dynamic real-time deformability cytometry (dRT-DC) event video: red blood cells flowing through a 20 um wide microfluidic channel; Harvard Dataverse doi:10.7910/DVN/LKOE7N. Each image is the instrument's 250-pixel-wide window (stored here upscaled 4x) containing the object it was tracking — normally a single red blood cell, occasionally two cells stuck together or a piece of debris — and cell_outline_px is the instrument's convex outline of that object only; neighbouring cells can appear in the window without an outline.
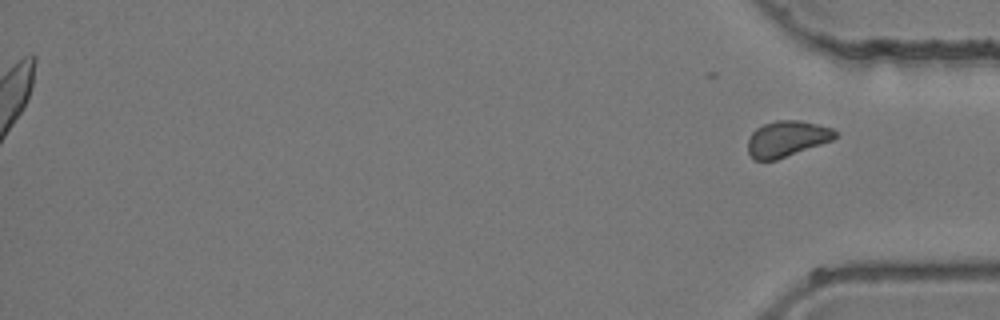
{"species": "common noctule bat (a hibernating species)", "species_latin": "Nyctalus noctula", "temperature_condition": "room temperature", "stored_images_in_passage": 36, "segment_of_instrument_passage": [2, 2], "camera_frame_rate_fps": 3000, "um_per_image_px": 0.085, "animal": {"sex": "female", "body_mass_g": 24.6, "forearm_length_mm": 56.2}, "frame": {"image": 1, "passage_image": 36, "time_ms": 11.667, "image_size_px": [1000, 320], "cell_outline_px": [[836, 136], [832, 140], [776, 160], [752, 160], [748, 152], [748, 140], [752, 132], [756, 128], [764, 124], [776, 120], [800, 120], [832, 128], [836, 132]], "centroid_in_image_um": [66.84, 11.79], "position_along_channel_um": 368.4, "area_um2": 18.15}}